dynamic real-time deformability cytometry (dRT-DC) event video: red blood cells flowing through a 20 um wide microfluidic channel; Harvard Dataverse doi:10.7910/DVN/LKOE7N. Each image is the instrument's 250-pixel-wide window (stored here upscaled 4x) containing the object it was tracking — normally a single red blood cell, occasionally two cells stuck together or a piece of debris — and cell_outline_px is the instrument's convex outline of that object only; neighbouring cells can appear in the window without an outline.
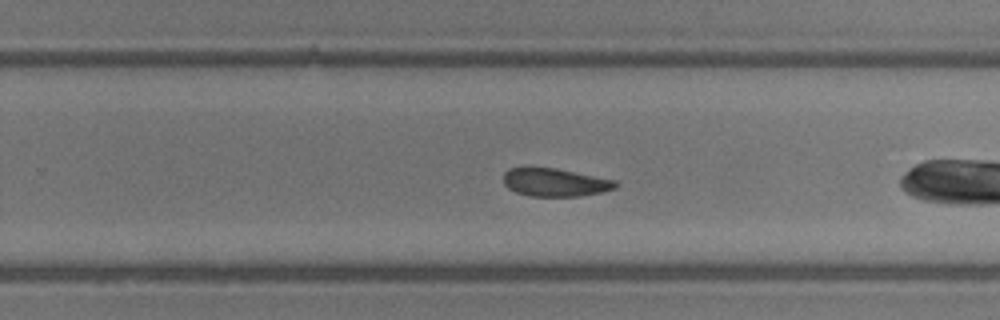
{"species": "common noctule bat (a hibernating species)", "species_latin": "Nyctalus noctula", "temperature_condition": "room temperature", "stored_images_in_passage": 34, "camera_frame_rate_fps": 3000, "um_per_image_px": 0.085, "animal": {"sex": "male", "body_mass_g": 13.3}, "frame": {"image": 1, "passage_image": 20, "time_ms": 6.333, "image_size_px": [1000, 320], "cell_outline_px": [[616, 188], [604, 192], [580, 196], [528, 196], [516, 192], [508, 188], [504, 184], [504, 172], [508, 168], [524, 164], [556, 168], [616, 180]], "centroid_in_image_um": [47.1, 15.46], "position_along_channel_um": 282.7, "area_um2": 19.02}}